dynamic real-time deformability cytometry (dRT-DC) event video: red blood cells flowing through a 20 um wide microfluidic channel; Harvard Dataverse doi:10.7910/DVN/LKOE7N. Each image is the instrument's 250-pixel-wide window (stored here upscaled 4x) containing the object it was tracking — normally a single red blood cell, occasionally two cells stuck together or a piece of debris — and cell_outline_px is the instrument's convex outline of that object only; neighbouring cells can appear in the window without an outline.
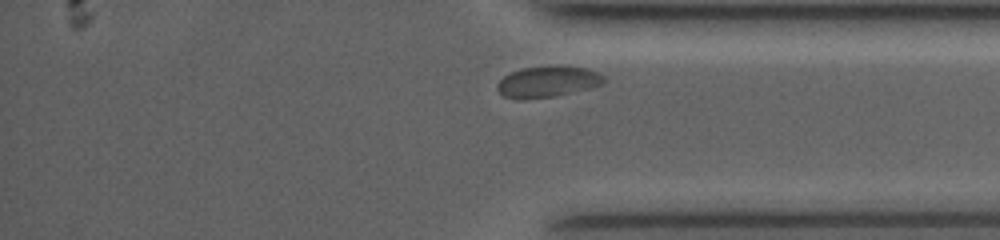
{"species": "common noctule bat (a hibernating species)", "species_latin": "Nyctalus noctula", "temperature_condition": "room temperature", "stored_images_in_passage": 17, "camera_frame_rate_fps": 4000, "um_per_image_px": 0.085, "animal": {"sex": "female", "body_mass_g": 19.0, "forearm_length_mm": 53.3}, "frame": {"image": 1, "passage_image": 17, "time_ms": 11.5, "image_size_px": [1000, 240], "cell_outline_px": [[604, 84], [556, 96], [524, 100], [516, 100], [504, 96], [496, 88], [496, 84], [504, 76], [520, 68], [556, 64], [588, 68], [604, 76]], "centroid_in_image_um": [46.53, 6.93], "position_along_channel_um": 388.7, "area_um2": 19.77}}